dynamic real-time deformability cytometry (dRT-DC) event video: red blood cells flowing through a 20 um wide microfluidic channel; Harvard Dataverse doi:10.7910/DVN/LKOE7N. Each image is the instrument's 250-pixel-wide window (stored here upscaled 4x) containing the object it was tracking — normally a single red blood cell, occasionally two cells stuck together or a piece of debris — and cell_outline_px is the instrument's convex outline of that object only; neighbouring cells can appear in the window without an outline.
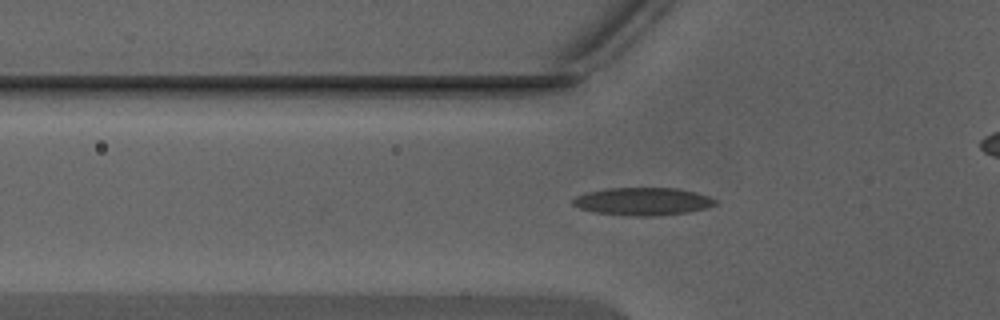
{"species": "Egyptian fruit bat (a non-hibernating species)", "species_latin": "Rousettus aegyptiacus", "temperature_condition": "warm", "stored_images_in_passage": 40, "camera_frame_rate_fps": 3000, "um_per_image_px": 0.085, "animal": {"sex": "male"}, "frame": {"image": 1, "passage_image": 8, "time_ms": 2.333, "image_size_px": [1000, 320], "cell_outline_px": [[716, 204], [704, 208], [688, 212], [656, 216], [628, 216], [592, 212], [580, 208], [572, 204], [572, 200], [576, 196], [588, 192], [608, 188], [676, 188], [696, 192], [708, 196], [716, 200]], "centroid_in_image_um": [54.61, 17.13], "position_along_channel_um": 71.2, "area_um2": 23.0}}
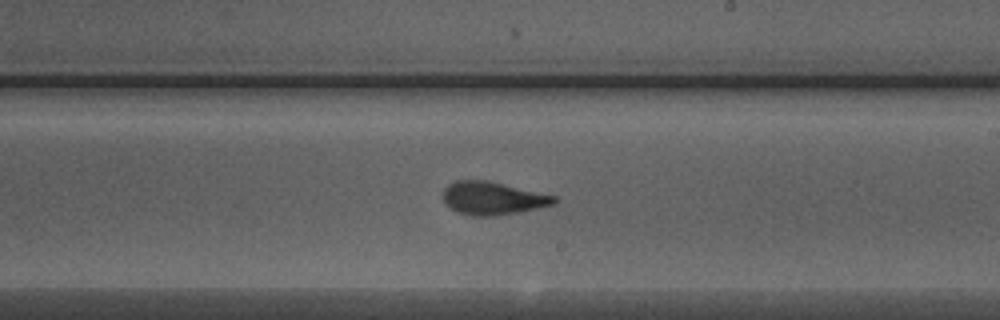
{"frame": {"image": 2, "passage_image": 20, "time_ms": 6.333, "image_size_px": [1000, 320], "cell_outline_px": [[560, 200], [556, 204], [516, 212], [488, 216], [472, 216], [456, 212], [444, 200], [444, 188], [448, 184], [456, 180], [488, 180], [556, 196]], "centroid_in_image_um": [41.9, 16.84], "position_along_channel_um": 247.1, "area_um2": 21.21}}
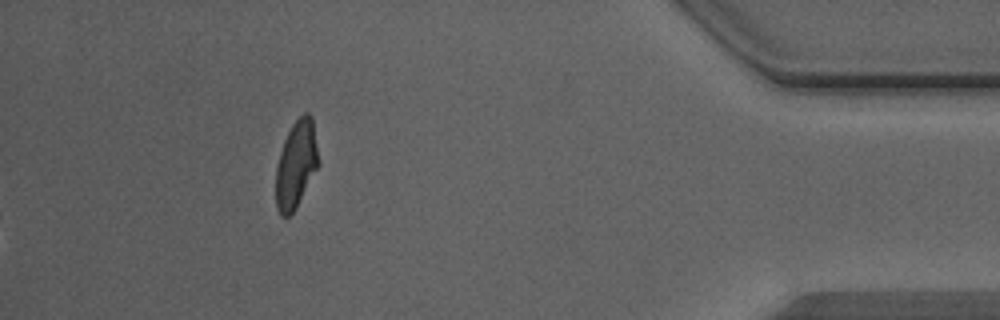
{"frame": {"image": 3, "passage_image": 40, "time_ms": 13.0, "image_size_px": [1000, 320], "cell_outline_px": [[320, 164], [296, 208], [288, 216], [280, 216], [276, 208], [276, 168], [280, 152], [284, 140], [292, 124], [304, 112], [308, 112], [312, 116]], "centroid_in_image_um": [25.18, 13.97], "position_along_channel_um": 410.0, "area_um2": 21.79}, "authors_computed_cell_mechanics": {"area_um2": 21.2993, "velocity_mm_per_s": 4.3999, "shape_relaxation_time_tau1_ms": 4.7555, "shape_relaxation_time_tau2_ms": 1.2324, "deformation_change_tau1": 0.1843, "deformation_change_tau2": 0.083}}